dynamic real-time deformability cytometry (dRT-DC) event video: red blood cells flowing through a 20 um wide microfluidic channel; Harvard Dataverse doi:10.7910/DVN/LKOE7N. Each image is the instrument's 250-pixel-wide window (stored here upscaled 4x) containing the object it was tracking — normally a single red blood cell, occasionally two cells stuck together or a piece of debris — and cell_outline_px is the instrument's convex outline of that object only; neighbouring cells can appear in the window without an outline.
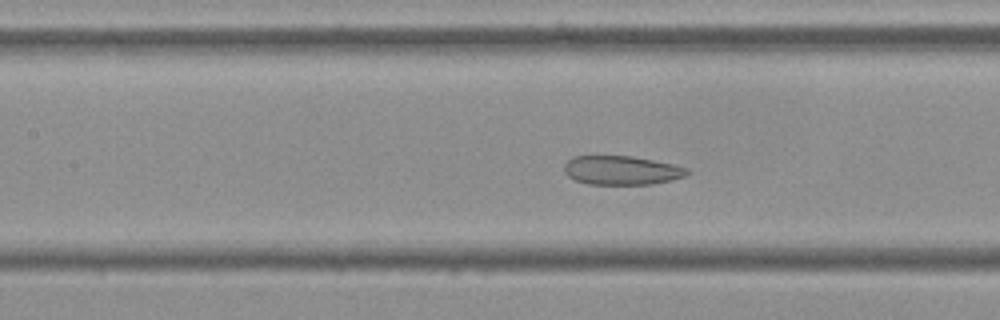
{"species": "Egyptian fruit bat (a non-hibernating species)", "species_latin": "Rousettus aegyptiacus", "temperature_condition": "cold", "stored_images_in_passage": 56, "camera_frame_rate_fps": 3000, "um_per_image_px": 0.085, "frame": {"image": 1, "passage_image": 25, "time_ms": 8.0, "image_size_px": [1000, 320], "cell_outline_px": [[692, 172], [684, 176], [672, 180], [652, 184], [588, 184], [576, 180], [568, 176], [564, 172], [564, 164], [572, 156], [632, 156], [672, 164], [688, 168]], "centroid_in_image_um": [52.83, 14.47], "position_along_channel_um": 154.6, "area_um2": 20.75}}
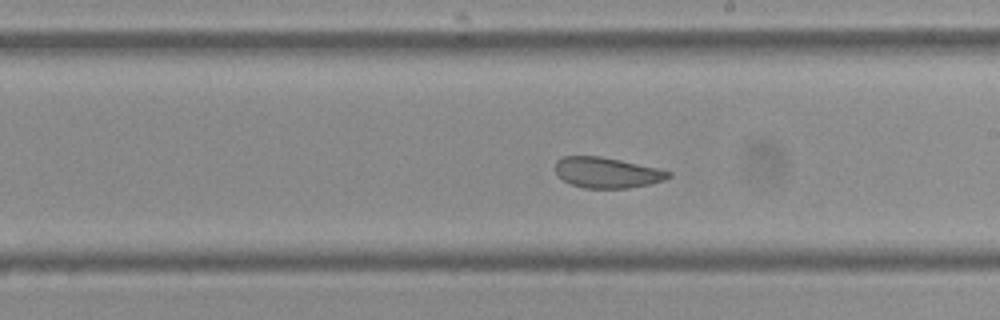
{"frame": {"image": 2, "passage_image": 32, "time_ms": 10.333, "image_size_px": [1000, 320], "cell_outline_px": [[672, 176], [664, 180], [652, 184], [628, 188], [584, 188], [572, 184], [564, 180], [556, 172], [556, 160], [564, 156], [600, 156], [620, 160], [656, 168], [672, 172]], "centroid_in_image_um": [51.62, 14.67], "position_along_channel_um": 237.4, "area_um2": 20.06}}
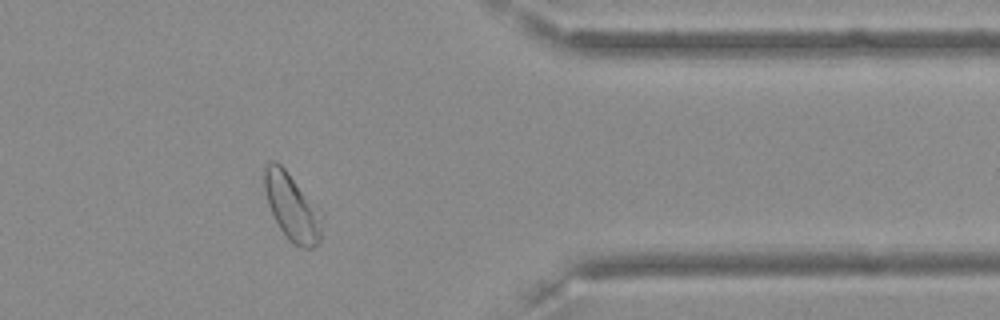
{"frame": {"image": 3, "passage_image": 46, "time_ms": 15.0, "image_size_px": [1000, 320], "cell_outline_px": [[324, 216], [320, 240], [312, 248], [304, 248], [288, 240], [280, 228], [268, 204], [264, 188], [264, 168], [268, 160], [276, 160], [284, 168], [320, 208]], "centroid_in_image_um": [24.85, 17.58], "position_along_channel_um": 386.6, "area_um2": 22.66}, "authors_computed_cell_mechanics": {"area_um2": 23.8136, "velocity_mm_per_s": 3.5584, "shape_relaxation_time_tau1_ms": null, "shape_relaxation_time_tau2_ms": 1.9503, "deformation_change_tau1": null, "deformation_change_tau2": 0.0744}}